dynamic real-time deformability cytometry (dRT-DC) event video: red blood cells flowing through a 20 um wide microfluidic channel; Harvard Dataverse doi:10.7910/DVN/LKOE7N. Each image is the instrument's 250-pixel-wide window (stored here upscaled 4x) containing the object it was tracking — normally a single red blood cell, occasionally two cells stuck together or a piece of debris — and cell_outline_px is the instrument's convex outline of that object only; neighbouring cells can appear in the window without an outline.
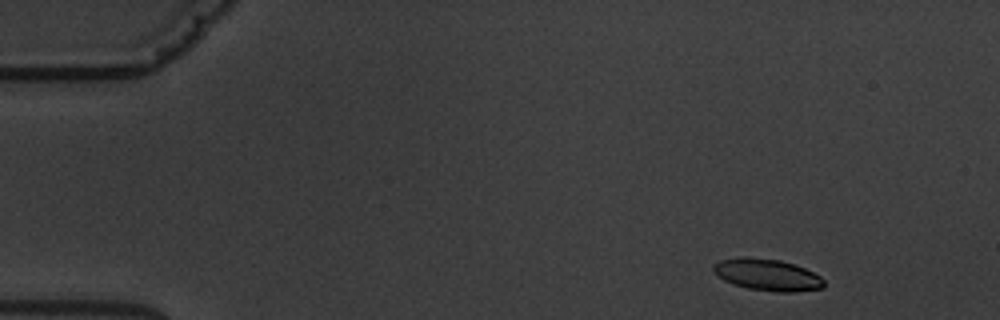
{"species": "common noctule bat (a hibernating species)", "species_latin": "Nyctalus noctula", "temperature_condition": "warm", "stored_images_in_passage": 3, "camera_frame_rate_fps": 3000, "um_per_image_px": 0.085, "animal": {"sex": "male", "body_mass_g": 19.5, "forearm_length_mm": 54.6}, "frame": {"image": 1, "passage_image": 1, "time_ms": 0.0, "image_size_px": [1000, 320], "cell_outline_px": [[824, 288], [792, 292], [776, 292], [748, 288], [732, 284], [724, 280], [712, 268], [720, 260], [744, 256], [748, 256], [780, 260], [804, 268], [820, 276], [824, 280]], "centroid_in_image_um": [65.24, 23.36], "position_along_channel_um": 19.8, "area_um2": 20.29}}